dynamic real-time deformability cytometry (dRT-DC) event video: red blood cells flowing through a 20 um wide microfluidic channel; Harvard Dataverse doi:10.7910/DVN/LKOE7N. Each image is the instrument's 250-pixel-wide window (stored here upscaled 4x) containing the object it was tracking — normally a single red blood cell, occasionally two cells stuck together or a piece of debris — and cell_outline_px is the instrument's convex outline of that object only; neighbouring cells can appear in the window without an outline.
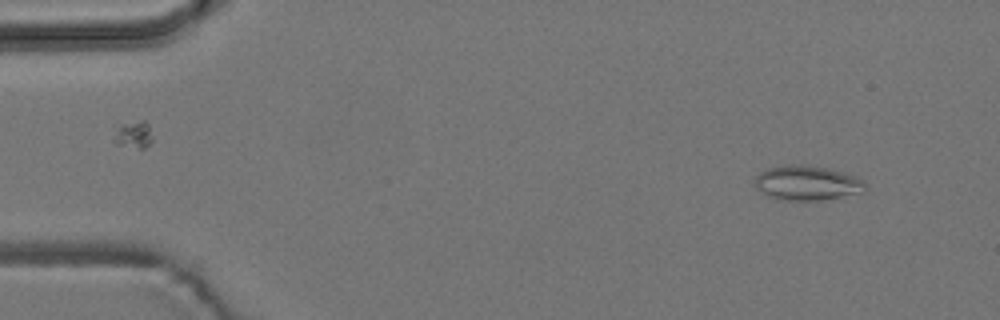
{"species": "common noctule bat (a hibernating species)", "species_latin": "Nyctalus noctula", "temperature_condition": "room temperature", "stored_images_in_passage": 4, "camera_frame_rate_fps": 3000, "um_per_image_px": 0.085, "animal": {"sex": "male", "body_mass_g": 19.2, "forearm_length_mm": 51.8}, "frame": {"image": 1, "passage_image": 1, "time_ms": 0.0, "image_size_px": [1000, 320], "cell_outline_px": [[868, 188], [864, 192], [820, 200], [780, 200], [768, 196], [756, 184], [756, 176], [760, 172], [768, 168], [788, 164], [800, 164], [824, 168], [844, 172], [856, 176], [864, 180]], "centroid_in_image_um": [68.66, 15.55], "position_along_channel_um": 16.3, "area_um2": 22.14}}